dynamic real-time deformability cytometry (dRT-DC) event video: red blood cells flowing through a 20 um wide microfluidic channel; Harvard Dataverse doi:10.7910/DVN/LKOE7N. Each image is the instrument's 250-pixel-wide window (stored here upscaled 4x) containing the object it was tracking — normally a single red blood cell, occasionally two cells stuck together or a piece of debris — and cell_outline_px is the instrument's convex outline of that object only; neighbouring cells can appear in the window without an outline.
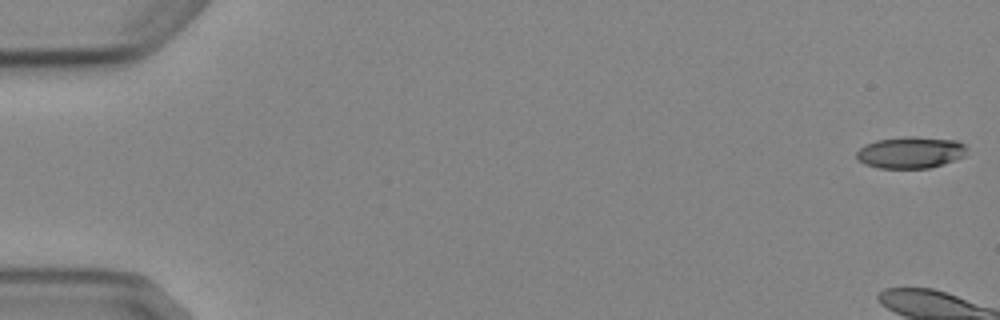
{"species": "Egyptian fruit bat (a non-hibernating species)", "species_latin": "Rousettus aegyptiacus", "temperature_condition": "cold", "stored_images_in_passage": 5, "camera_frame_rate_fps": 3000, "um_per_image_px": 0.085, "animal": {"sex": "female"}, "frame": {"image": 1, "passage_image": 1, "time_ms": 0.0, "image_size_px": [1000, 320], "cell_outline_px": [[968, 148], [964, 156], [928, 168], [880, 168], [864, 164], [856, 156], [856, 152], [864, 144], [876, 140], [908, 136], [912, 136], [956, 140], [964, 144]], "centroid_in_image_um": [77.38, 12.95], "position_along_channel_um": 7.6, "area_um2": 20.23}}